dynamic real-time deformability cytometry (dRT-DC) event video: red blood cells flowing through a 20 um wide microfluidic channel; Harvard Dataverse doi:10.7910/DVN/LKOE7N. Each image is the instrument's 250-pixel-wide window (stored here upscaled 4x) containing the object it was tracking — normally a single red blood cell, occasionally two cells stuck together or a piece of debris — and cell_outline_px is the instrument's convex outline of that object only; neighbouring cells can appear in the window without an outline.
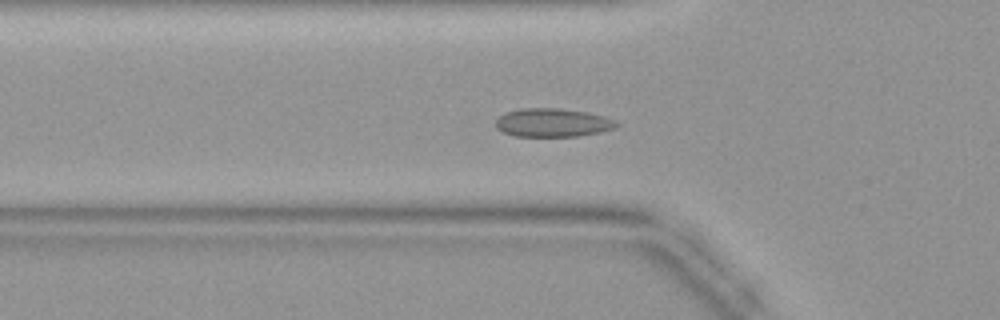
{"species": "common noctule bat (a hibernating species)", "species_latin": "Nyctalus noctula", "temperature_condition": "warm", "stored_images_in_passage": 42, "camera_frame_rate_fps": 3000, "um_per_image_px": 0.085, "animal": {"sex": "female", "body_mass_g": 19.9}, "frame": {"image": 1, "passage_image": 15, "time_ms": 4.667, "image_size_px": [1000, 320], "cell_outline_px": [[620, 124], [616, 128], [600, 132], [576, 136], [516, 136], [504, 132], [496, 128], [496, 120], [504, 112], [520, 108], [560, 108], [588, 112], [604, 116]], "centroid_in_image_um": [46.97, 10.41], "position_along_channel_um": 78.8, "area_um2": 20.06}}
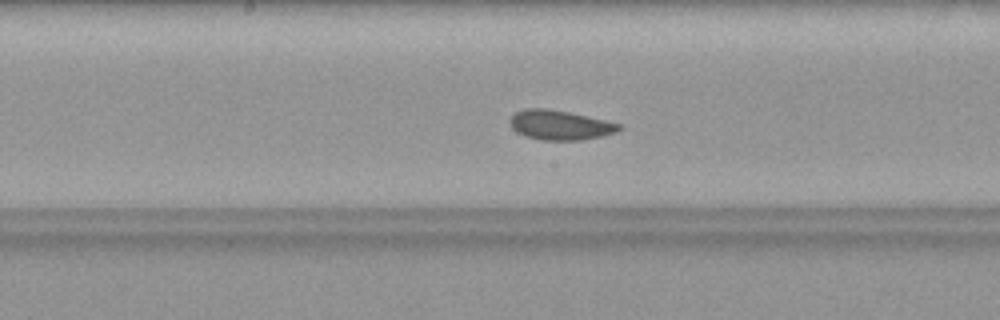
{"frame": {"image": 2, "passage_image": 23, "time_ms": 7.333, "image_size_px": [1000, 320], "cell_outline_px": [[624, 128], [616, 132], [600, 136], [580, 140], [540, 140], [524, 136], [516, 132], [508, 124], [508, 120], [516, 112], [524, 108], [544, 108], [568, 112], [588, 116], [624, 124]], "centroid_in_image_um": [47.59, 10.63], "position_along_channel_um": 200.6, "area_um2": 19.07}}
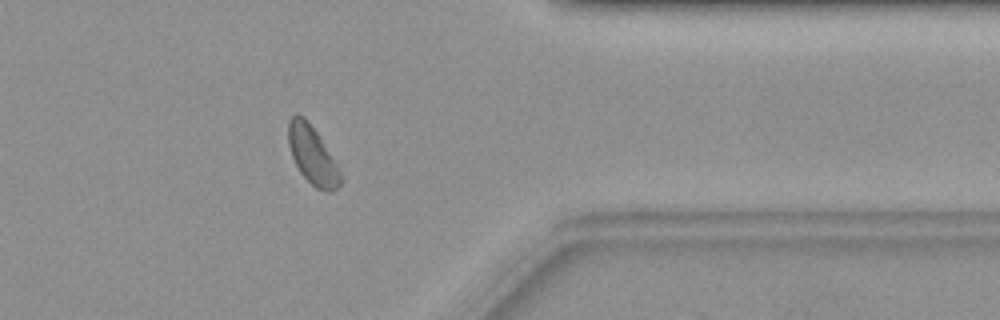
{"frame": {"image": 3, "passage_image": 36, "time_ms": 11.667, "image_size_px": [1000, 320], "cell_outline_px": [[344, 180], [332, 192], [328, 192], [316, 188], [300, 172], [292, 156], [288, 144], [288, 120], [296, 112], [304, 116], [308, 120], [316, 132], [336, 164]], "centroid_in_image_um": [26.54, 13.18], "position_along_channel_um": 384.9, "area_um2": 17.46}}